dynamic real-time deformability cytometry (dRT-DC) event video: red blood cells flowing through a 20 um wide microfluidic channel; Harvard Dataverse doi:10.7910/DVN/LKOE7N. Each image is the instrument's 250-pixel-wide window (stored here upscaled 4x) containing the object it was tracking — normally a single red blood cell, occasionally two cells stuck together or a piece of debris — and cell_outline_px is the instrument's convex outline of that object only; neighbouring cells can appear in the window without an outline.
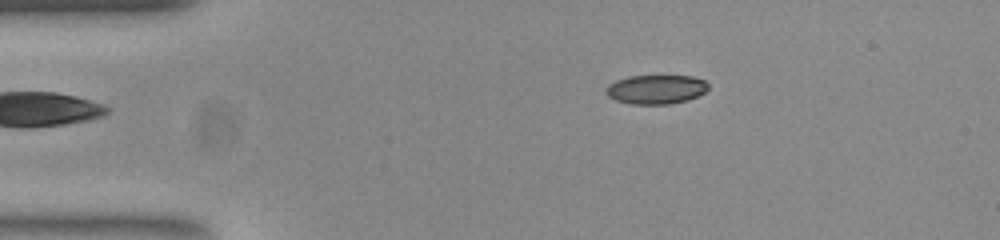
{"species": "common noctule bat (a hibernating species)", "species_latin": "Nyctalus noctula", "temperature_condition": "room temperature", "stored_images_in_passage": 45, "camera_frame_rate_fps": 3000, "um_per_image_px": 0.085, "animal": {"sex": "female", "body_mass_g": 23.0, "forearm_length_mm": 53.4}, "frame": {"image": 1, "passage_image": 1, "time_ms": 0.0, "image_size_px": [1000, 240], "cell_outline_px": [[708, 88], [704, 92], [688, 100], [668, 104], [632, 104], [616, 100], [608, 96], [604, 92], [604, 88], [608, 84], [616, 80], [628, 76], [692, 76], [704, 80], [708, 84]], "centroid_in_image_um": [55.72, 7.59], "position_along_channel_um": 29.3, "area_um2": 17.4}}
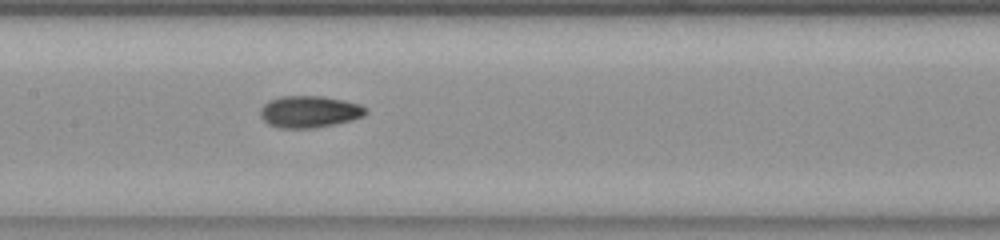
{"frame": {"image": 2, "passage_image": 17, "time_ms": 5.333, "image_size_px": [1000, 240], "cell_outline_px": [[368, 112], [364, 116], [352, 120], [336, 124], [312, 128], [280, 128], [268, 124], [260, 116], [260, 108], [268, 100], [280, 96], [324, 96], [344, 100], [360, 104], [368, 108]], "centroid_in_image_um": [26.32, 9.49], "position_along_channel_um": 181.1, "area_um2": 19.83}}
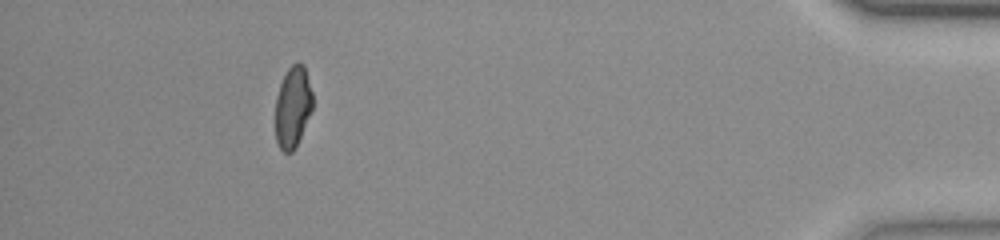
{"frame": {"image": 3, "passage_image": 40, "time_ms": 13.0, "image_size_px": [1000, 240], "cell_outline_px": [[312, 108], [296, 148], [292, 152], [284, 152], [280, 148], [276, 140], [276, 96], [280, 84], [288, 68], [292, 64], [304, 64], [312, 92]], "centroid_in_image_um": [24.88, 9.1], "position_along_channel_um": 410.3, "area_um2": 17.46}, "authors_computed_cell_mechanics": {"area_um2": 18.6116, "velocity_mm_per_s": 3.8097, "shape_relaxation_time_tau1_ms": 10.6619, "shape_relaxation_time_tau2_ms": 1.4292, "deformation_change_tau1": 0.2473, "deformation_change_tau2": 0.0576}}